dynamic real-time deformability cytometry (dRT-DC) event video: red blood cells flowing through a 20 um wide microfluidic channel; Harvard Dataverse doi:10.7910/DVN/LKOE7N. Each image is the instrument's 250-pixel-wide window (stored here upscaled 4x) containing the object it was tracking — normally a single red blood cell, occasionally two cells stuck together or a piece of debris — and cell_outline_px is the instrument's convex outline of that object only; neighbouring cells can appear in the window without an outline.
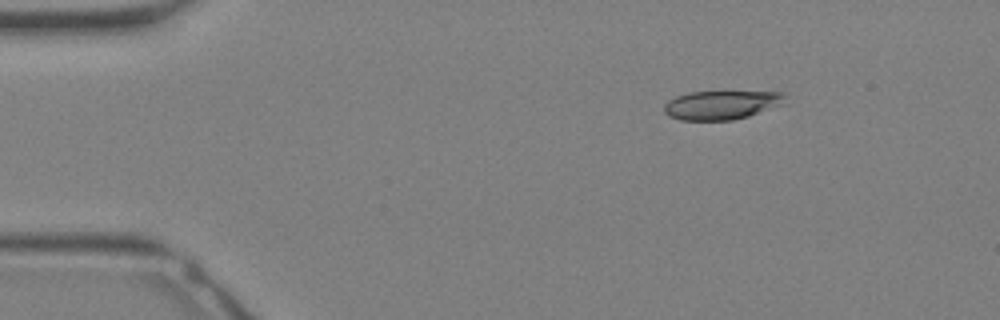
{"species": "Egyptian fruit bat (a non-hibernating species)", "species_latin": "Rousettus aegyptiacus", "temperature_condition": "warm", "stored_images_in_passage": 11, "camera_frame_rate_fps": 3000, "um_per_image_px": 0.085, "animal": {"sex": "female"}, "frame": {"image": 1, "passage_image": 5, "time_ms": 1.333, "image_size_px": [1000, 320], "cell_outline_px": [[784, 104], [748, 116], [732, 120], [680, 120], [668, 116], [664, 112], [664, 104], [668, 100], [676, 96], [688, 92], [784, 92]], "centroid_in_image_um": [61.28, 8.92], "position_along_channel_um": 23.7, "area_um2": 20.29}}